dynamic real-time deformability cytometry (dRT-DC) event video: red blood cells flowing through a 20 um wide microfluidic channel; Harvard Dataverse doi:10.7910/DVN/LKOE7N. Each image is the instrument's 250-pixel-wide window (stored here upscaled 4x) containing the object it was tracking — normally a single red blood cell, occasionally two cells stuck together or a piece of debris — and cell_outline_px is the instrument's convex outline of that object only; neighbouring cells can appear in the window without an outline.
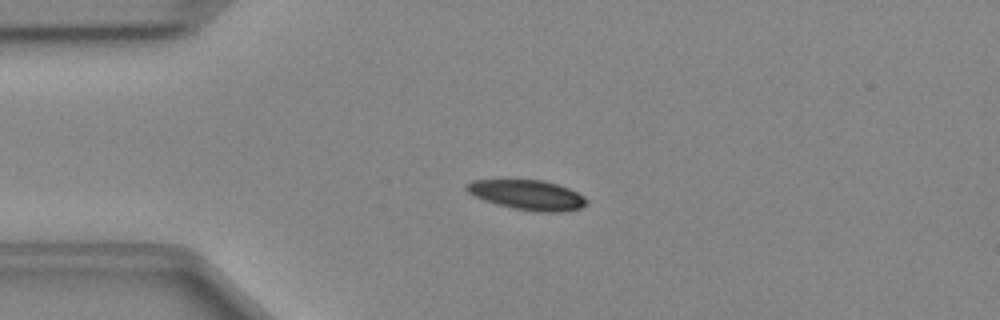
{"species": "Egyptian fruit bat (a non-hibernating species)", "species_latin": "Rousettus aegyptiacus", "temperature_condition": "cold", "stored_images_in_passage": 49, "camera_frame_rate_fps": 3000, "um_per_image_px": 0.085, "animal": {"sex": "female"}, "frame": {"image": 1, "passage_image": 12, "time_ms": 3.667, "image_size_px": [1000, 320], "cell_outline_px": [[588, 204], [580, 208], [560, 212], [536, 212], [512, 208], [496, 204], [484, 200], [468, 192], [464, 188], [464, 184], [472, 180], [544, 180], [568, 188], [584, 196], [588, 200]], "centroid_in_image_um": [44.83, 16.57], "position_along_channel_um": 40.2, "area_um2": 20.92}}
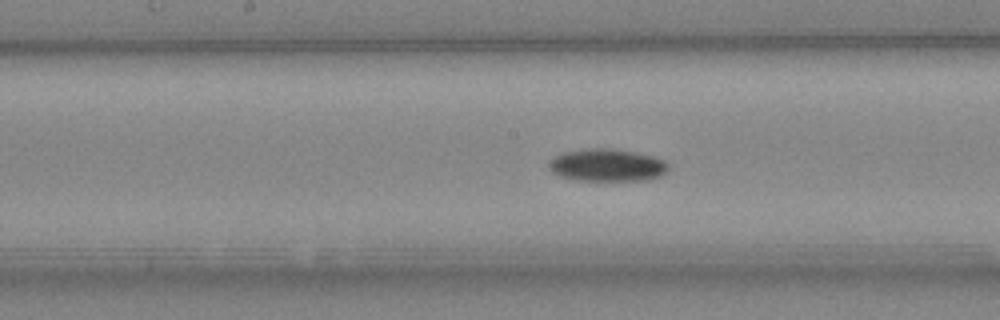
{"frame": {"image": 2, "passage_image": 25, "time_ms": 8.0, "image_size_px": [1000, 320], "cell_outline_px": [[668, 172], [660, 176], [648, 180], [576, 180], [560, 176], [552, 172], [552, 160], [556, 156], [564, 152], [588, 148], [612, 148], [652, 156], [664, 160], [668, 164]], "centroid_in_image_um": [51.67, 14.04], "position_along_channel_um": 196.5, "area_um2": 22.31}}
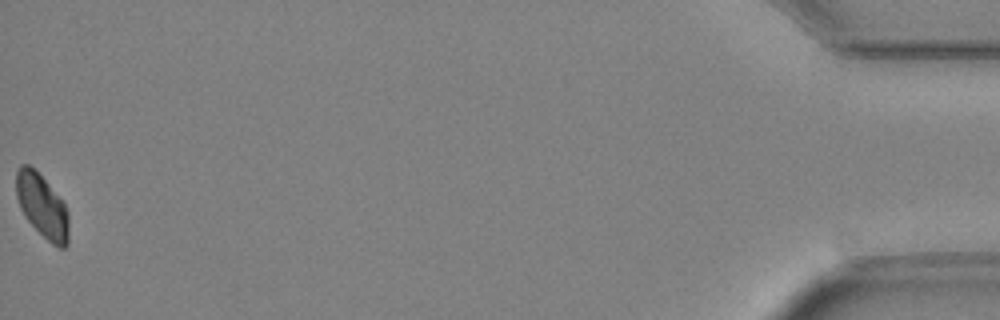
{"frame": {"image": 3, "passage_image": 49, "time_ms": 16.0, "image_size_px": [1000, 320], "cell_outline_px": [[68, 244], [64, 248], [60, 248], [52, 244], [24, 216], [20, 208], [16, 196], [16, 172], [20, 164], [28, 164], [44, 180], [64, 204], [68, 212]], "centroid_in_image_um": [3.56, 17.52], "position_along_channel_um": 431.6, "area_um2": 19.02}}